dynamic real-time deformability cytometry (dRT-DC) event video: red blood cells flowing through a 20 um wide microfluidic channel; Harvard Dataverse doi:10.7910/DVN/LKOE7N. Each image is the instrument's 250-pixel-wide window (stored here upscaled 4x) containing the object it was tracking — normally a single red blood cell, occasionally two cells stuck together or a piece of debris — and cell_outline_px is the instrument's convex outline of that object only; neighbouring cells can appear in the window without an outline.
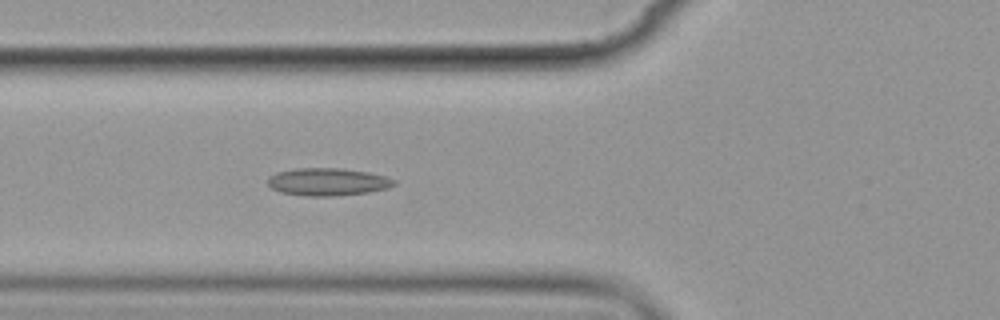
{"species": "common noctule bat (a hibernating species)", "species_latin": "Nyctalus noctula", "temperature_condition": "cold", "stored_images_in_passage": 6, "camera_frame_rate_fps": 3000, "um_per_image_px": 0.085, "animal": {"sex": "female", "body_mass_g": 19.9}, "frame": {"image": 1, "passage_image": 6, "time_ms": 5.667, "image_size_px": [1000, 320], "cell_outline_px": [[396, 184], [388, 188], [368, 192], [336, 196], [304, 196], [280, 192], [272, 188], [268, 184], [268, 176], [276, 172], [296, 168], [340, 168], [368, 172], [388, 176], [396, 180]], "centroid_in_image_um": [27.86, 15.45], "position_along_channel_um": 97.9, "area_um2": 20.52}}